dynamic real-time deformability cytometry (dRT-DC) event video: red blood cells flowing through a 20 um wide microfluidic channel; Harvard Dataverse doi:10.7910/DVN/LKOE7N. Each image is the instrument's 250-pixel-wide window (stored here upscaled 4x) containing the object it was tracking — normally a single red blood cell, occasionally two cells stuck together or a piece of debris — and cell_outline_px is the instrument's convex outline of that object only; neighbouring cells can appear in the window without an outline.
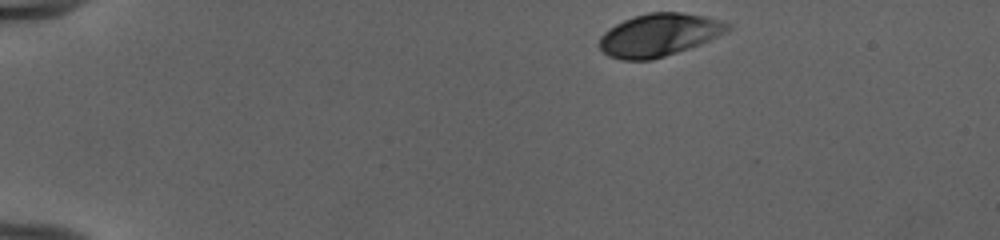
{"species": "human", "species_latin": "Homo sapiens", "temperature_condition": "cold", "stored_images_in_passage": 44, "camera_frame_rate_fps": 3000, "um_per_image_px": 0.085, "donor": {"sex": "female"}, "frame": {"image": 1, "passage_image": 1, "time_ms": 0.0, "image_size_px": [1000, 240], "cell_outline_px": [[732, 28], [728, 32], [700, 44], [652, 60], [620, 60], [608, 56], [596, 44], [600, 36], [608, 28], [632, 16], [648, 12], [680, 12], [704, 16], [720, 20], [732, 24]], "centroid_in_image_um": [56.0, 2.96], "position_along_channel_um": 29.0, "area_um2": 32.19}}
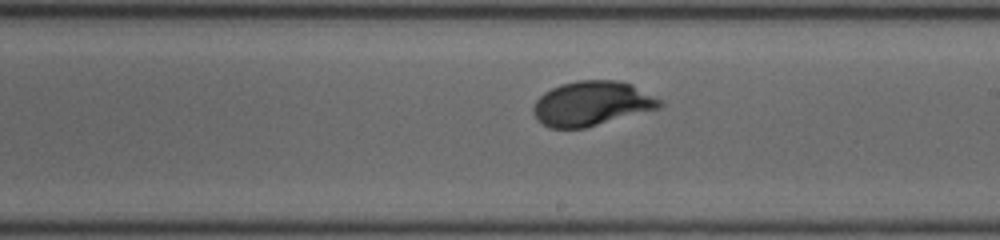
{"frame": {"image": 2, "passage_image": 24, "time_ms": 7.667, "image_size_px": [1000, 240], "cell_outline_px": [[664, 104], [660, 108], [584, 128], [548, 128], [536, 120], [532, 112], [532, 108], [536, 100], [544, 92], [560, 84], [576, 80], [616, 80], [632, 84], [664, 100]], "centroid_in_image_um": [50.3, 8.79], "position_along_channel_um": 238.7, "area_um2": 33.18}}
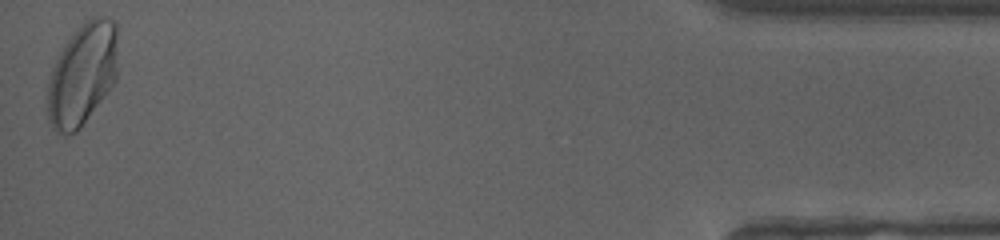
{"frame": {"image": 3, "passage_image": 44, "time_ms": 14.333, "image_size_px": [1000, 240], "cell_outline_px": [[116, 80], [80, 128], [76, 132], [68, 136], [64, 136], [56, 132], [52, 128], [48, 120], [48, 80], [52, 68], [64, 44], [92, 16], [100, 16], [112, 20], [116, 24]], "centroid_in_image_um": [6.98, 6.38], "position_along_channel_um": 428.2, "area_um2": 41.38}, "authors_computed_cell_mechanics": {"area_um2": 32.8304, "velocity_mm_per_s": 3.9601, "shape_relaxation_time_tau1_ms": 3.02, "shape_relaxation_time_tau2_ms": null, "deformation_change_tau1": 0.1649, "deformation_change_tau2": null}}